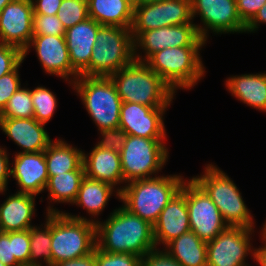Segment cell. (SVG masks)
<instances>
[{
    "label": "cell",
    "instance_id": "obj_26",
    "mask_svg": "<svg viewBox=\"0 0 266 266\" xmlns=\"http://www.w3.org/2000/svg\"><path fill=\"white\" fill-rule=\"evenodd\" d=\"M113 192L116 193V198L120 199V192L110 184L85 176L78 190L77 198L72 205L86 209L89 215L94 216V219L89 220L96 223L99 220L95 219L103 212L112 194H114Z\"/></svg>",
    "mask_w": 266,
    "mask_h": 266
},
{
    "label": "cell",
    "instance_id": "obj_24",
    "mask_svg": "<svg viewBox=\"0 0 266 266\" xmlns=\"http://www.w3.org/2000/svg\"><path fill=\"white\" fill-rule=\"evenodd\" d=\"M225 85L233 97L266 113V72L230 76Z\"/></svg>",
    "mask_w": 266,
    "mask_h": 266
},
{
    "label": "cell",
    "instance_id": "obj_41",
    "mask_svg": "<svg viewBox=\"0 0 266 266\" xmlns=\"http://www.w3.org/2000/svg\"><path fill=\"white\" fill-rule=\"evenodd\" d=\"M0 261L7 266H22L14 257L13 240L5 232H0Z\"/></svg>",
    "mask_w": 266,
    "mask_h": 266
},
{
    "label": "cell",
    "instance_id": "obj_31",
    "mask_svg": "<svg viewBox=\"0 0 266 266\" xmlns=\"http://www.w3.org/2000/svg\"><path fill=\"white\" fill-rule=\"evenodd\" d=\"M34 107L31 89L20 87L8 100L0 118H33Z\"/></svg>",
    "mask_w": 266,
    "mask_h": 266
},
{
    "label": "cell",
    "instance_id": "obj_12",
    "mask_svg": "<svg viewBox=\"0 0 266 266\" xmlns=\"http://www.w3.org/2000/svg\"><path fill=\"white\" fill-rule=\"evenodd\" d=\"M254 229L231 227L219 233L207 243V266H249L246 257L256 260L257 248L250 240Z\"/></svg>",
    "mask_w": 266,
    "mask_h": 266
},
{
    "label": "cell",
    "instance_id": "obj_40",
    "mask_svg": "<svg viewBox=\"0 0 266 266\" xmlns=\"http://www.w3.org/2000/svg\"><path fill=\"white\" fill-rule=\"evenodd\" d=\"M265 3L266 0H236L237 12L242 22L247 25Z\"/></svg>",
    "mask_w": 266,
    "mask_h": 266
},
{
    "label": "cell",
    "instance_id": "obj_37",
    "mask_svg": "<svg viewBox=\"0 0 266 266\" xmlns=\"http://www.w3.org/2000/svg\"><path fill=\"white\" fill-rule=\"evenodd\" d=\"M24 60L12 71L0 77V113L10 97L21 87L19 68Z\"/></svg>",
    "mask_w": 266,
    "mask_h": 266
},
{
    "label": "cell",
    "instance_id": "obj_43",
    "mask_svg": "<svg viewBox=\"0 0 266 266\" xmlns=\"http://www.w3.org/2000/svg\"><path fill=\"white\" fill-rule=\"evenodd\" d=\"M34 14L56 15L62 0H31Z\"/></svg>",
    "mask_w": 266,
    "mask_h": 266
},
{
    "label": "cell",
    "instance_id": "obj_10",
    "mask_svg": "<svg viewBox=\"0 0 266 266\" xmlns=\"http://www.w3.org/2000/svg\"><path fill=\"white\" fill-rule=\"evenodd\" d=\"M130 31L133 40L151 29L194 23L191 14V0H160L134 4Z\"/></svg>",
    "mask_w": 266,
    "mask_h": 266
},
{
    "label": "cell",
    "instance_id": "obj_28",
    "mask_svg": "<svg viewBox=\"0 0 266 266\" xmlns=\"http://www.w3.org/2000/svg\"><path fill=\"white\" fill-rule=\"evenodd\" d=\"M163 250L182 266H207V243L192 231L169 242Z\"/></svg>",
    "mask_w": 266,
    "mask_h": 266
},
{
    "label": "cell",
    "instance_id": "obj_7",
    "mask_svg": "<svg viewBox=\"0 0 266 266\" xmlns=\"http://www.w3.org/2000/svg\"><path fill=\"white\" fill-rule=\"evenodd\" d=\"M203 172L192 179L217 206L228 226L254 229V218L233 180L212 163L207 164Z\"/></svg>",
    "mask_w": 266,
    "mask_h": 266
},
{
    "label": "cell",
    "instance_id": "obj_38",
    "mask_svg": "<svg viewBox=\"0 0 266 266\" xmlns=\"http://www.w3.org/2000/svg\"><path fill=\"white\" fill-rule=\"evenodd\" d=\"M23 60V51L21 49L0 43V77L12 72Z\"/></svg>",
    "mask_w": 266,
    "mask_h": 266
},
{
    "label": "cell",
    "instance_id": "obj_14",
    "mask_svg": "<svg viewBox=\"0 0 266 266\" xmlns=\"http://www.w3.org/2000/svg\"><path fill=\"white\" fill-rule=\"evenodd\" d=\"M187 210L190 229L208 243L229 226L207 193L192 179H187Z\"/></svg>",
    "mask_w": 266,
    "mask_h": 266
},
{
    "label": "cell",
    "instance_id": "obj_33",
    "mask_svg": "<svg viewBox=\"0 0 266 266\" xmlns=\"http://www.w3.org/2000/svg\"><path fill=\"white\" fill-rule=\"evenodd\" d=\"M56 16L65 29L89 18L87 0H62Z\"/></svg>",
    "mask_w": 266,
    "mask_h": 266
},
{
    "label": "cell",
    "instance_id": "obj_44",
    "mask_svg": "<svg viewBox=\"0 0 266 266\" xmlns=\"http://www.w3.org/2000/svg\"><path fill=\"white\" fill-rule=\"evenodd\" d=\"M53 266H95V249L84 257L57 262Z\"/></svg>",
    "mask_w": 266,
    "mask_h": 266
},
{
    "label": "cell",
    "instance_id": "obj_20",
    "mask_svg": "<svg viewBox=\"0 0 266 266\" xmlns=\"http://www.w3.org/2000/svg\"><path fill=\"white\" fill-rule=\"evenodd\" d=\"M11 164V177L20 187L17 193L37 196L44 192L48 182L45 150L41 152L15 153Z\"/></svg>",
    "mask_w": 266,
    "mask_h": 266
},
{
    "label": "cell",
    "instance_id": "obj_30",
    "mask_svg": "<svg viewBox=\"0 0 266 266\" xmlns=\"http://www.w3.org/2000/svg\"><path fill=\"white\" fill-rule=\"evenodd\" d=\"M45 217L44 226L42 224L40 226L35 225L29 229V266H43L44 263V266H52L51 212H46ZM42 260L43 264L41 263Z\"/></svg>",
    "mask_w": 266,
    "mask_h": 266
},
{
    "label": "cell",
    "instance_id": "obj_46",
    "mask_svg": "<svg viewBox=\"0 0 266 266\" xmlns=\"http://www.w3.org/2000/svg\"><path fill=\"white\" fill-rule=\"evenodd\" d=\"M264 246H259L256 251V263L260 266H266V240L262 239Z\"/></svg>",
    "mask_w": 266,
    "mask_h": 266
},
{
    "label": "cell",
    "instance_id": "obj_42",
    "mask_svg": "<svg viewBox=\"0 0 266 266\" xmlns=\"http://www.w3.org/2000/svg\"><path fill=\"white\" fill-rule=\"evenodd\" d=\"M11 163L6 148L0 146V194H5L8 190L7 185L11 177Z\"/></svg>",
    "mask_w": 266,
    "mask_h": 266
},
{
    "label": "cell",
    "instance_id": "obj_2",
    "mask_svg": "<svg viewBox=\"0 0 266 266\" xmlns=\"http://www.w3.org/2000/svg\"><path fill=\"white\" fill-rule=\"evenodd\" d=\"M109 77L122 102L168 108L176 95L173 89L143 61L133 60Z\"/></svg>",
    "mask_w": 266,
    "mask_h": 266
},
{
    "label": "cell",
    "instance_id": "obj_35",
    "mask_svg": "<svg viewBox=\"0 0 266 266\" xmlns=\"http://www.w3.org/2000/svg\"><path fill=\"white\" fill-rule=\"evenodd\" d=\"M33 35L65 36L66 29L56 15L33 14Z\"/></svg>",
    "mask_w": 266,
    "mask_h": 266
},
{
    "label": "cell",
    "instance_id": "obj_32",
    "mask_svg": "<svg viewBox=\"0 0 266 266\" xmlns=\"http://www.w3.org/2000/svg\"><path fill=\"white\" fill-rule=\"evenodd\" d=\"M34 116L38 122L46 125L54 115L57 107L56 95L44 86H37L31 90Z\"/></svg>",
    "mask_w": 266,
    "mask_h": 266
},
{
    "label": "cell",
    "instance_id": "obj_34",
    "mask_svg": "<svg viewBox=\"0 0 266 266\" xmlns=\"http://www.w3.org/2000/svg\"><path fill=\"white\" fill-rule=\"evenodd\" d=\"M142 257L129 253H107L95 247V266H141Z\"/></svg>",
    "mask_w": 266,
    "mask_h": 266
},
{
    "label": "cell",
    "instance_id": "obj_25",
    "mask_svg": "<svg viewBox=\"0 0 266 266\" xmlns=\"http://www.w3.org/2000/svg\"><path fill=\"white\" fill-rule=\"evenodd\" d=\"M88 15L100 25L131 28L133 0H87Z\"/></svg>",
    "mask_w": 266,
    "mask_h": 266
},
{
    "label": "cell",
    "instance_id": "obj_27",
    "mask_svg": "<svg viewBox=\"0 0 266 266\" xmlns=\"http://www.w3.org/2000/svg\"><path fill=\"white\" fill-rule=\"evenodd\" d=\"M45 161L49 177L68 171L84 170L82 149L73 147L60 138L53 140L45 149Z\"/></svg>",
    "mask_w": 266,
    "mask_h": 266
},
{
    "label": "cell",
    "instance_id": "obj_47",
    "mask_svg": "<svg viewBox=\"0 0 266 266\" xmlns=\"http://www.w3.org/2000/svg\"><path fill=\"white\" fill-rule=\"evenodd\" d=\"M262 231L260 232L261 234V240L262 239H264V240H266V221H265V223L263 224V227H262V229H261Z\"/></svg>",
    "mask_w": 266,
    "mask_h": 266
},
{
    "label": "cell",
    "instance_id": "obj_19",
    "mask_svg": "<svg viewBox=\"0 0 266 266\" xmlns=\"http://www.w3.org/2000/svg\"><path fill=\"white\" fill-rule=\"evenodd\" d=\"M191 231L187 210V178L181 189L173 196L161 211L157 221L153 224L156 248H163L182 234Z\"/></svg>",
    "mask_w": 266,
    "mask_h": 266
},
{
    "label": "cell",
    "instance_id": "obj_15",
    "mask_svg": "<svg viewBox=\"0 0 266 266\" xmlns=\"http://www.w3.org/2000/svg\"><path fill=\"white\" fill-rule=\"evenodd\" d=\"M32 47L47 74L69 81L70 86L80 76L71 66L65 36L33 35L29 45L23 51V59Z\"/></svg>",
    "mask_w": 266,
    "mask_h": 266
},
{
    "label": "cell",
    "instance_id": "obj_49",
    "mask_svg": "<svg viewBox=\"0 0 266 266\" xmlns=\"http://www.w3.org/2000/svg\"><path fill=\"white\" fill-rule=\"evenodd\" d=\"M13 0H0V12L2 11V9L10 2H12Z\"/></svg>",
    "mask_w": 266,
    "mask_h": 266
},
{
    "label": "cell",
    "instance_id": "obj_9",
    "mask_svg": "<svg viewBox=\"0 0 266 266\" xmlns=\"http://www.w3.org/2000/svg\"><path fill=\"white\" fill-rule=\"evenodd\" d=\"M95 39L90 64L80 75L109 77L134 60V43L129 28L102 25Z\"/></svg>",
    "mask_w": 266,
    "mask_h": 266
},
{
    "label": "cell",
    "instance_id": "obj_45",
    "mask_svg": "<svg viewBox=\"0 0 266 266\" xmlns=\"http://www.w3.org/2000/svg\"><path fill=\"white\" fill-rule=\"evenodd\" d=\"M260 24H266V3L262 6L254 18L246 25L245 33H255L258 30Z\"/></svg>",
    "mask_w": 266,
    "mask_h": 266
},
{
    "label": "cell",
    "instance_id": "obj_1",
    "mask_svg": "<svg viewBox=\"0 0 266 266\" xmlns=\"http://www.w3.org/2000/svg\"><path fill=\"white\" fill-rule=\"evenodd\" d=\"M96 224V247L107 253H129L144 257L156 250L153 225L130 213L122 205Z\"/></svg>",
    "mask_w": 266,
    "mask_h": 266
},
{
    "label": "cell",
    "instance_id": "obj_23",
    "mask_svg": "<svg viewBox=\"0 0 266 266\" xmlns=\"http://www.w3.org/2000/svg\"><path fill=\"white\" fill-rule=\"evenodd\" d=\"M35 195L14 193L0 204V232L24 231L30 229L35 216Z\"/></svg>",
    "mask_w": 266,
    "mask_h": 266
},
{
    "label": "cell",
    "instance_id": "obj_11",
    "mask_svg": "<svg viewBox=\"0 0 266 266\" xmlns=\"http://www.w3.org/2000/svg\"><path fill=\"white\" fill-rule=\"evenodd\" d=\"M191 14L193 21L200 16L202 24L195 26L199 36L206 42L209 31L218 35L244 33L246 29L238 15L236 0H191Z\"/></svg>",
    "mask_w": 266,
    "mask_h": 266
},
{
    "label": "cell",
    "instance_id": "obj_36",
    "mask_svg": "<svg viewBox=\"0 0 266 266\" xmlns=\"http://www.w3.org/2000/svg\"><path fill=\"white\" fill-rule=\"evenodd\" d=\"M13 240V254L22 266H29L30 237L29 229L6 233Z\"/></svg>",
    "mask_w": 266,
    "mask_h": 266
},
{
    "label": "cell",
    "instance_id": "obj_48",
    "mask_svg": "<svg viewBox=\"0 0 266 266\" xmlns=\"http://www.w3.org/2000/svg\"><path fill=\"white\" fill-rule=\"evenodd\" d=\"M134 4H143V3H150V2H156L160 0H133Z\"/></svg>",
    "mask_w": 266,
    "mask_h": 266
},
{
    "label": "cell",
    "instance_id": "obj_4",
    "mask_svg": "<svg viewBox=\"0 0 266 266\" xmlns=\"http://www.w3.org/2000/svg\"><path fill=\"white\" fill-rule=\"evenodd\" d=\"M51 212L52 266L57 262L84 257L96 247V224L78 215H72L53 205L46 209Z\"/></svg>",
    "mask_w": 266,
    "mask_h": 266
},
{
    "label": "cell",
    "instance_id": "obj_18",
    "mask_svg": "<svg viewBox=\"0 0 266 266\" xmlns=\"http://www.w3.org/2000/svg\"><path fill=\"white\" fill-rule=\"evenodd\" d=\"M31 0H13L0 12V43L24 51L33 37Z\"/></svg>",
    "mask_w": 266,
    "mask_h": 266
},
{
    "label": "cell",
    "instance_id": "obj_39",
    "mask_svg": "<svg viewBox=\"0 0 266 266\" xmlns=\"http://www.w3.org/2000/svg\"><path fill=\"white\" fill-rule=\"evenodd\" d=\"M141 266H182L158 247L142 257Z\"/></svg>",
    "mask_w": 266,
    "mask_h": 266
},
{
    "label": "cell",
    "instance_id": "obj_21",
    "mask_svg": "<svg viewBox=\"0 0 266 266\" xmlns=\"http://www.w3.org/2000/svg\"><path fill=\"white\" fill-rule=\"evenodd\" d=\"M44 126L35 118H0V129L20 147L18 153L41 152L49 146L53 140Z\"/></svg>",
    "mask_w": 266,
    "mask_h": 266
},
{
    "label": "cell",
    "instance_id": "obj_17",
    "mask_svg": "<svg viewBox=\"0 0 266 266\" xmlns=\"http://www.w3.org/2000/svg\"><path fill=\"white\" fill-rule=\"evenodd\" d=\"M167 108L122 102L118 134L144 138H166L164 115Z\"/></svg>",
    "mask_w": 266,
    "mask_h": 266
},
{
    "label": "cell",
    "instance_id": "obj_50",
    "mask_svg": "<svg viewBox=\"0 0 266 266\" xmlns=\"http://www.w3.org/2000/svg\"><path fill=\"white\" fill-rule=\"evenodd\" d=\"M0 266H7V265H4V264L0 261Z\"/></svg>",
    "mask_w": 266,
    "mask_h": 266
},
{
    "label": "cell",
    "instance_id": "obj_29",
    "mask_svg": "<svg viewBox=\"0 0 266 266\" xmlns=\"http://www.w3.org/2000/svg\"><path fill=\"white\" fill-rule=\"evenodd\" d=\"M85 177V170L68 171L48 178L45 190L51 203L75 202L81 182Z\"/></svg>",
    "mask_w": 266,
    "mask_h": 266
},
{
    "label": "cell",
    "instance_id": "obj_16",
    "mask_svg": "<svg viewBox=\"0 0 266 266\" xmlns=\"http://www.w3.org/2000/svg\"><path fill=\"white\" fill-rule=\"evenodd\" d=\"M85 176L105 182L122 191L125 185L121 168L120 151L112 138H101L89 154L83 152ZM120 187H116V186Z\"/></svg>",
    "mask_w": 266,
    "mask_h": 266
},
{
    "label": "cell",
    "instance_id": "obj_22",
    "mask_svg": "<svg viewBox=\"0 0 266 266\" xmlns=\"http://www.w3.org/2000/svg\"><path fill=\"white\" fill-rule=\"evenodd\" d=\"M101 26L89 17L66 29L65 40L70 63L79 74L90 64L95 38Z\"/></svg>",
    "mask_w": 266,
    "mask_h": 266
},
{
    "label": "cell",
    "instance_id": "obj_3",
    "mask_svg": "<svg viewBox=\"0 0 266 266\" xmlns=\"http://www.w3.org/2000/svg\"><path fill=\"white\" fill-rule=\"evenodd\" d=\"M101 138L118 135L122 100L110 77L80 75L72 84Z\"/></svg>",
    "mask_w": 266,
    "mask_h": 266
},
{
    "label": "cell",
    "instance_id": "obj_6",
    "mask_svg": "<svg viewBox=\"0 0 266 266\" xmlns=\"http://www.w3.org/2000/svg\"><path fill=\"white\" fill-rule=\"evenodd\" d=\"M112 139L120 151L121 168L126 184L134 180L156 177L168 161V148L163 142L166 138L118 134Z\"/></svg>",
    "mask_w": 266,
    "mask_h": 266
},
{
    "label": "cell",
    "instance_id": "obj_13",
    "mask_svg": "<svg viewBox=\"0 0 266 266\" xmlns=\"http://www.w3.org/2000/svg\"><path fill=\"white\" fill-rule=\"evenodd\" d=\"M133 43L134 60L145 62L153 53L164 48L204 47L206 41L199 36L195 23H185L141 32ZM140 49L144 56L137 52Z\"/></svg>",
    "mask_w": 266,
    "mask_h": 266
},
{
    "label": "cell",
    "instance_id": "obj_8",
    "mask_svg": "<svg viewBox=\"0 0 266 266\" xmlns=\"http://www.w3.org/2000/svg\"><path fill=\"white\" fill-rule=\"evenodd\" d=\"M202 47L164 48L153 53L145 63L176 93L190 90L204 77L205 67L200 55Z\"/></svg>",
    "mask_w": 266,
    "mask_h": 266
},
{
    "label": "cell",
    "instance_id": "obj_5",
    "mask_svg": "<svg viewBox=\"0 0 266 266\" xmlns=\"http://www.w3.org/2000/svg\"><path fill=\"white\" fill-rule=\"evenodd\" d=\"M185 180L180 174L134 180L125 184L119 200L130 213L153 225Z\"/></svg>",
    "mask_w": 266,
    "mask_h": 266
}]
</instances>
